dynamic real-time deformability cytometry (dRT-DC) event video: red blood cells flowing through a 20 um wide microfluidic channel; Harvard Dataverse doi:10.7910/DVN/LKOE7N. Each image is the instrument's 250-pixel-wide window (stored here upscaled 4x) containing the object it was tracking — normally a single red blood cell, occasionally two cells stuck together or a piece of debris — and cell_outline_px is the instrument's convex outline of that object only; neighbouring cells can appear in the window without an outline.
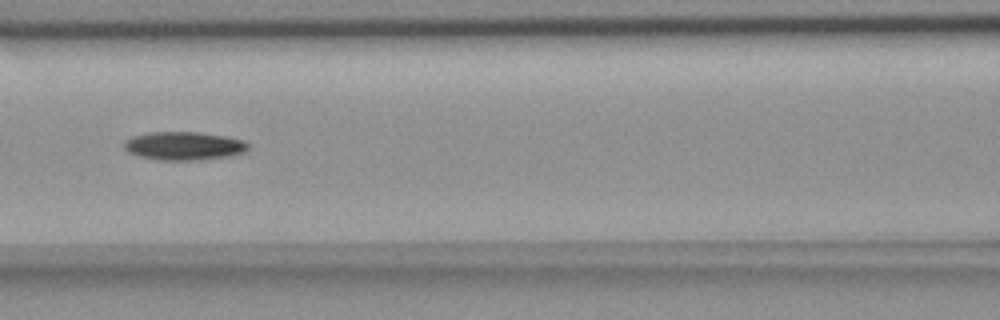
{"species": "common noctule bat (a hibernating species)", "species_latin": "Nyctalus noctula", "temperature_condition": "room temperature", "stored_images_in_passage": 13, "segment_of_instrument_passage": [1, 2], "camera_frame_rate_fps": 3000, "um_per_image_px": 0.085, "animal": {"sex": "female", "body_mass_g": 18.4}, "frame": {"image": 1, "passage_image": 5, "time_ms": 5.667, "image_size_px": [1000, 320], "cell_outline_px": [[248, 148], [244, 152], [228, 156], [196, 160], [160, 160], [140, 156], [128, 152], [124, 148], [124, 140], [132, 136], [148, 132], [200, 132], [224, 136], [244, 140], [248, 144]], "centroid_in_image_um": [15.6, 12.39], "position_along_channel_um": 151.0, "area_um2": 20.46}}
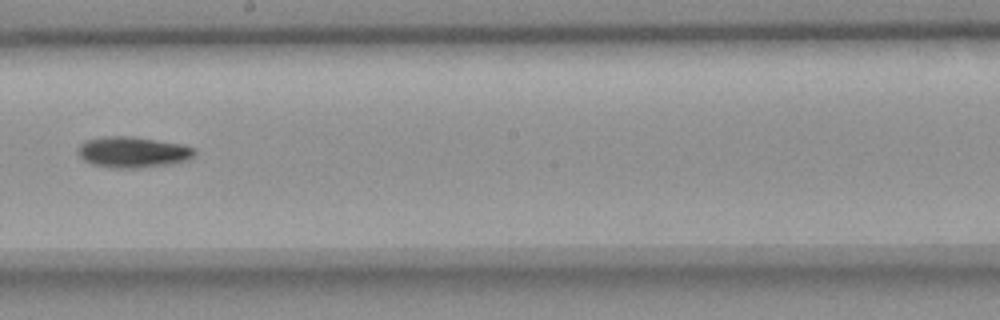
{"frame": {"image": 2, "passage_image": 7, "time_ms": 8.0, "image_size_px": [1000, 320], "cell_outline_px": [[196, 152], [188, 160], [172, 164], [144, 168], [108, 168], [92, 164], [84, 160], [76, 152], [76, 148], [84, 140], [104, 136], [124, 136], [180, 144], [192, 148]], "centroid_in_image_um": [11.22, 12.95], "position_along_channel_um": 237.0, "area_um2": 21.04}}
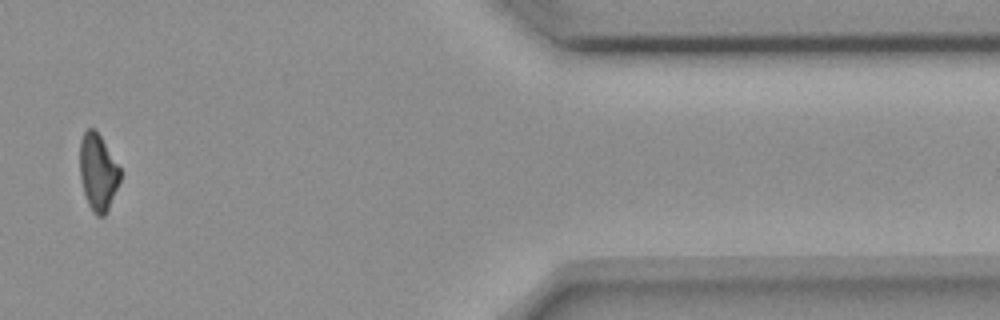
{"frame": {"image": 3, "passage_image": 11, "time_ms": 13.667, "image_size_px": [1000, 320], "cell_outline_px": [[120, 180], [108, 208], [104, 216], [96, 216], [92, 212], [88, 204], [84, 192], [80, 176], [80, 140], [84, 132], [88, 128], [92, 128], [100, 136], [120, 168]], "centroid_in_image_um": [8.31, 14.65], "position_along_channel_um": 403.1, "area_um2": 17.69}}